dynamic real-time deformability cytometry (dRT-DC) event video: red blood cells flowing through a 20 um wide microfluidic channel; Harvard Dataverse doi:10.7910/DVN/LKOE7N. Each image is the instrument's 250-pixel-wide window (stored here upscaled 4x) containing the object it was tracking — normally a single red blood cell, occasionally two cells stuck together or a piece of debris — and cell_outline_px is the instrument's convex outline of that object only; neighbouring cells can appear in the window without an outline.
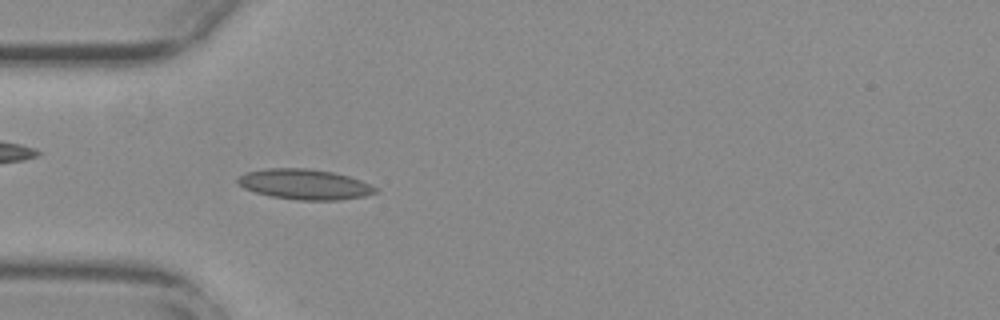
{"species": "common noctule bat (a hibernating species)", "species_latin": "Nyctalus noctula", "temperature_condition": "warm", "stored_images_in_passage": 44, "camera_frame_rate_fps": 3000, "um_per_image_px": 0.085, "animal": {"sex": "female", "body_mass_g": 29.2, "forearm_length_mm": 56.3}, "frame": {"image": 1, "passage_image": 6, "time_ms": 1.667, "image_size_px": [1000, 320], "cell_outline_px": [[380, 192], [364, 196], [340, 200], [296, 200], [272, 196], [256, 192], [244, 188], [236, 184], [236, 180], [240, 176], [248, 172], [268, 168], [304, 168], [332, 172], [348, 176], [360, 180], [380, 188]], "centroid_in_image_um": [25.93, 15.67], "position_along_channel_um": 59.1, "area_um2": 24.33}}
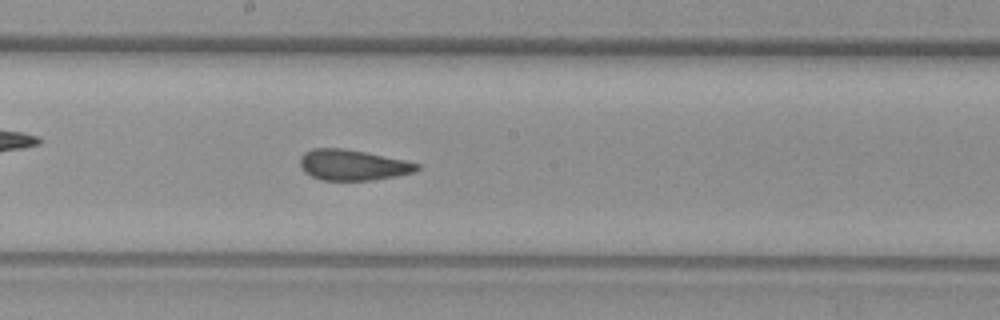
{"frame": {"image": 2, "passage_image": 19, "time_ms": 6.0, "image_size_px": [1000, 320], "cell_outline_px": [[420, 168], [416, 172], [396, 176], [372, 180], [320, 180], [304, 172], [300, 168], [300, 156], [304, 152], [312, 148], [344, 148], [404, 160], [420, 164]], "centroid_in_image_um": [29.96, 14.02], "position_along_channel_um": 218.2, "area_um2": 20.98}}
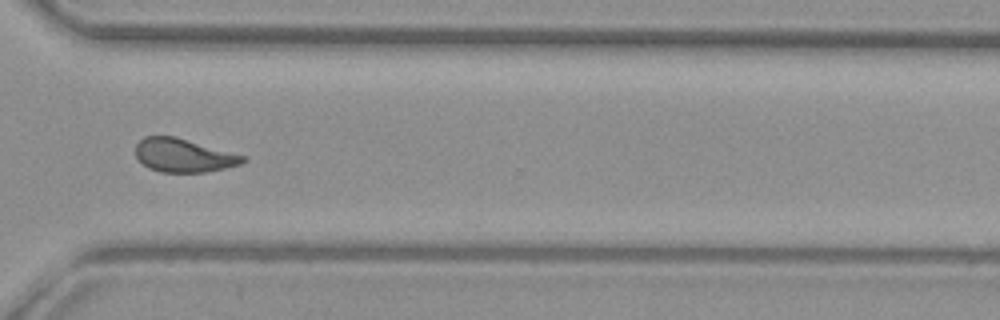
{"frame": {"image": 3, "passage_image": 30, "time_ms": 9.667, "image_size_px": [1000, 320], "cell_outline_px": [[248, 160], [240, 164], [208, 172], [160, 172], [148, 168], [136, 156], [136, 144], [144, 136], [176, 136], [244, 156]], "centroid_in_image_um": [15.59, 13.21], "position_along_channel_um": 355.0, "area_um2": 20.81}, "authors_computed_cell_mechanics": {"area_um2": 21.675, "velocity_mm_per_s": 3.7298, "shape_relaxation_time_tau1_ms": null, "shape_relaxation_time_tau2_ms": 1.4688, "deformation_change_tau1": null, "deformation_change_tau2": 0.0613}}